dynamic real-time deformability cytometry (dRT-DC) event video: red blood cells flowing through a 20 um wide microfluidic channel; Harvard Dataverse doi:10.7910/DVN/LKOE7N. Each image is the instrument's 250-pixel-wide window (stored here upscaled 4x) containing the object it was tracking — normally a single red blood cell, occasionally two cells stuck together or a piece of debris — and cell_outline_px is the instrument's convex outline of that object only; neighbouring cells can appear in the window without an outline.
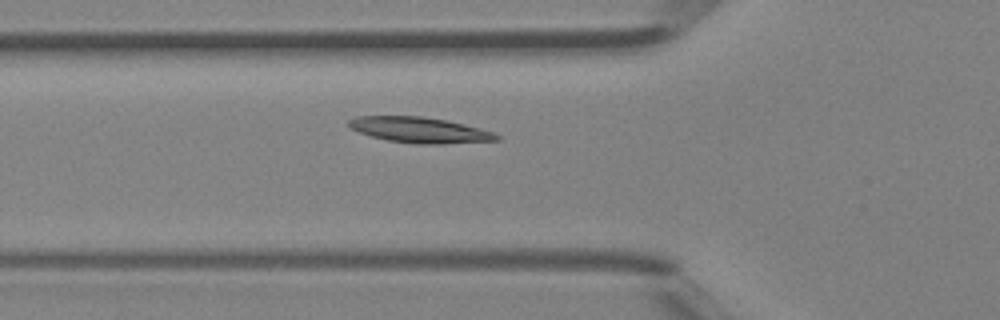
{"species": "Egyptian fruit bat (a non-hibernating species)", "species_latin": "Rousettus aegyptiacus", "temperature_condition": "room temperature", "stored_images_in_passage": 6, "camera_frame_rate_fps": 3000, "um_per_image_px": 0.085, "animal": {"sex": "female"}, "frame": {"image": 1, "passage_image": 6, "time_ms": 1.667, "image_size_px": [1000, 320], "cell_outline_px": [[500, 140], [440, 144], [420, 144], [388, 140], [372, 136], [360, 132], [352, 128], [348, 124], [348, 120], [356, 116], [420, 116], [448, 120], [464, 124], [492, 132], [500, 136]], "centroid_in_image_um": [35.68, 11.04], "position_along_channel_um": 90.1, "area_um2": 21.85}}